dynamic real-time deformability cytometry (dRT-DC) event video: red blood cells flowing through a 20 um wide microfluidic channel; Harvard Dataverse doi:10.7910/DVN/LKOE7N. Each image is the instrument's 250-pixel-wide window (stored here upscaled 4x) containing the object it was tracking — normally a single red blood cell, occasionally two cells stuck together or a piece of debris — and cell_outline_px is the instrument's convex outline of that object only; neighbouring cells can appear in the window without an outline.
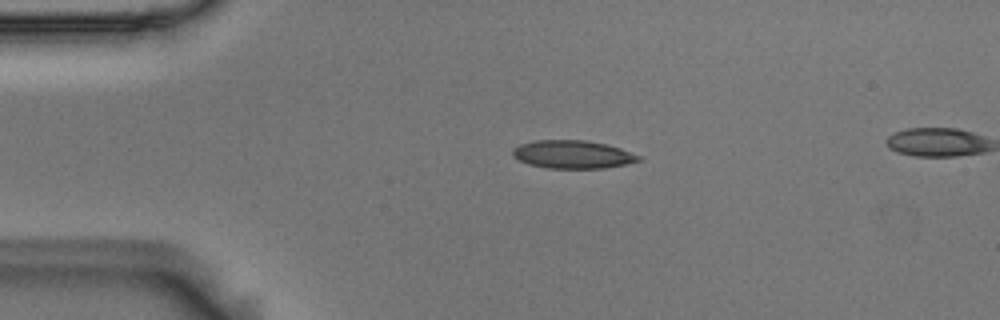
{"species": "Egyptian fruit bat (a non-hibernating species)", "species_latin": "Rousettus aegyptiacus", "temperature_condition": "room temperature", "stored_images_in_passage": 5, "segment_of_instrument_passage": [1, 2], "camera_frame_rate_fps": 3000, "um_per_image_px": 0.085, "animal": {"sex": "male"}, "frame": {"image": 1, "passage_image": 3, "time_ms": 0.667, "image_size_px": [1000, 320], "cell_outline_px": [[644, 160], [628, 164], [604, 168], [548, 168], [528, 164], [512, 156], [512, 148], [520, 144], [536, 140], [584, 140], [604, 144], [620, 148], [640, 156]], "centroid_in_image_um": [48.68, 13.13], "position_along_channel_um": 36.3, "area_um2": 20.63}}